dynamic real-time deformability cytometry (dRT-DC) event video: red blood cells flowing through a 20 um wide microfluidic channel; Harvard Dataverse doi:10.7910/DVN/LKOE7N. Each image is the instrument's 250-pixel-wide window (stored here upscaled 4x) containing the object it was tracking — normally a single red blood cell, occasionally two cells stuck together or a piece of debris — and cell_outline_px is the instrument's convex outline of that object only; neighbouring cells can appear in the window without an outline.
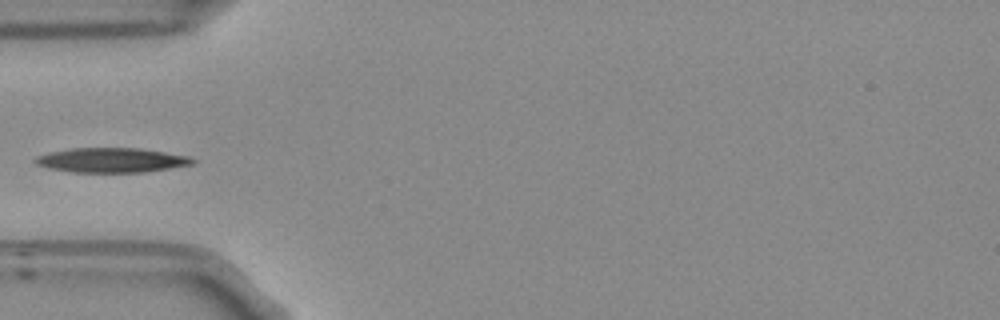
{"species": "Egyptian fruit bat (a non-hibernating species)", "species_latin": "Rousettus aegyptiacus", "temperature_condition": "room temperature", "stored_images_in_passage": 12, "camera_frame_rate_fps": 3000, "um_per_image_px": 0.085, "frame": {"image": 1, "passage_image": 1, "time_ms": 0.0, "image_size_px": [1000, 320], "cell_outline_px": [[196, 160], [192, 164], [144, 172], [72, 172], [52, 168], [36, 164], [32, 160], [36, 156], [48, 152], [72, 148], [140, 148], [188, 156]], "centroid_in_image_um": [9.44, 13.6], "position_along_channel_um": 75.6, "area_um2": 22.37}}